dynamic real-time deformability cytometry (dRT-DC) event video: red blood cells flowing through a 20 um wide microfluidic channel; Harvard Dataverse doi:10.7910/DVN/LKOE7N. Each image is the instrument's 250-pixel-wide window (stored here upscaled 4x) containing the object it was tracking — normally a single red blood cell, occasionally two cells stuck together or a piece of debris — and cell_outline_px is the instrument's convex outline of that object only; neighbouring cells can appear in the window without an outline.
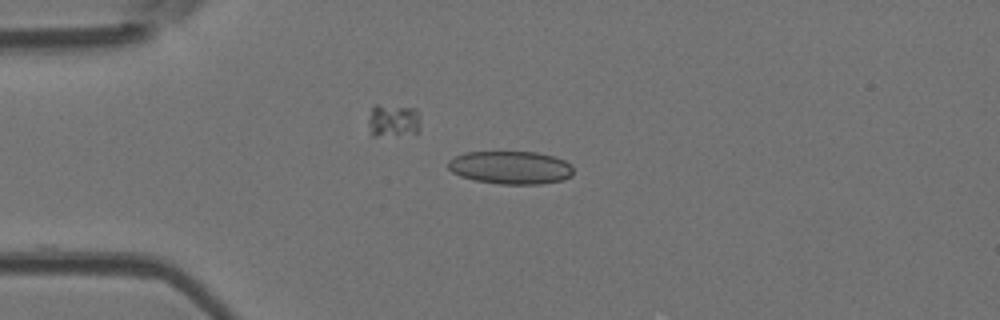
{"species": "Egyptian fruit bat (a non-hibernating species)", "species_latin": "Rousettus aegyptiacus", "temperature_condition": "room temperature", "stored_images_in_passage": 39, "camera_frame_rate_fps": 3000, "um_per_image_px": 0.085, "animal": {"sex": "female"}, "frame": {"image": 1, "passage_image": 1, "time_ms": 0.0, "image_size_px": [1000, 320], "cell_outline_px": [[572, 176], [564, 180], [540, 184], [500, 184], [476, 180], [460, 176], [452, 172], [448, 168], [448, 160], [464, 152], [536, 152], [556, 156], [572, 164]], "centroid_in_image_um": [43.43, 14.24], "position_along_channel_um": 41.6, "area_um2": 24.28}}
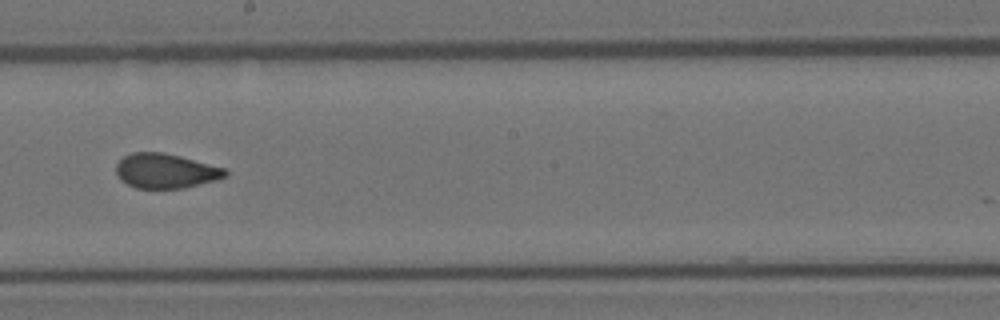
{"frame": {"image": 2, "passage_image": 17, "time_ms": 5.333, "image_size_px": [1000, 320], "cell_outline_px": [[228, 176], [216, 180], [184, 188], [136, 188], [120, 180], [116, 172], [116, 164], [124, 156], [132, 152], [164, 152], [228, 168]], "centroid_in_image_um": [14.11, 14.52], "position_along_channel_um": 234.1, "area_um2": 22.25}}
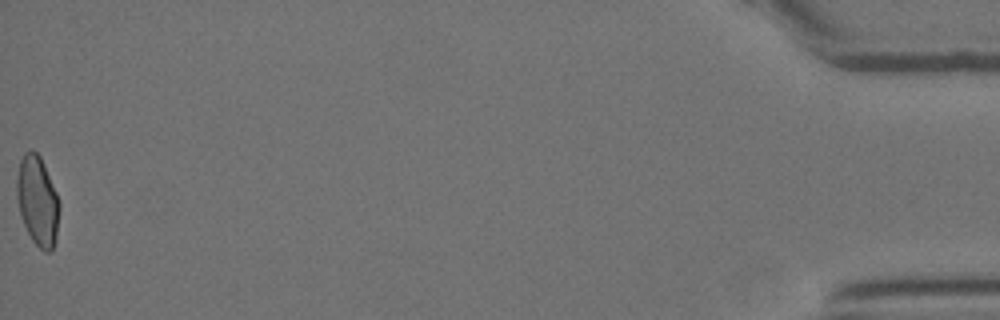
{"frame": {"image": 3, "passage_image": 39, "time_ms": 12.667, "image_size_px": [1000, 320], "cell_outline_px": [[60, 208], [56, 236], [52, 252], [44, 252], [32, 240], [24, 224], [20, 212], [16, 196], [16, 180], [20, 160], [24, 152], [32, 148], [40, 156], [44, 164], [56, 192], [60, 204]], "centroid_in_image_um": [3.19, 17.05], "position_along_channel_um": 432.0, "area_um2": 22.31}, "authors_computed_cell_mechanics": {"area_um2": 22.3108, "velocity_mm_per_s": 4.0531, "shape_relaxation_time_tau1_ms": null, "shape_relaxation_time_tau2_ms": 1.2459, "deformation_change_tau1": null, "deformation_change_tau2": 0.0515}}